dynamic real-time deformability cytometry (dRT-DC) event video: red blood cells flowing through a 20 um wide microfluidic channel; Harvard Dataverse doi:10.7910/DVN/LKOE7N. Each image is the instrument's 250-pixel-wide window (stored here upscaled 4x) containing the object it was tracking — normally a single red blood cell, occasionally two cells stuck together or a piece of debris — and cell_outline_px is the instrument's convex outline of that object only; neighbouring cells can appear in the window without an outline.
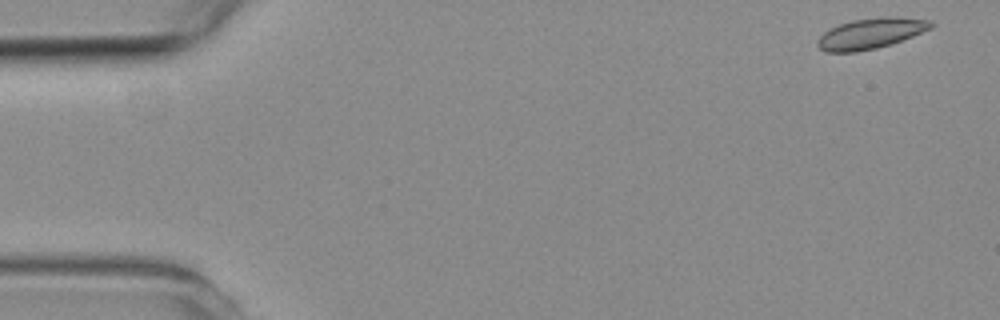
{"species": "common noctule bat (a hibernating species)", "species_latin": "Nyctalus noctula", "temperature_condition": "room temperature", "stored_images_in_passage": 5, "camera_frame_rate_fps": 3000, "um_per_image_px": 0.085, "animal": {"sex": "female", "body_mass_g": 19.3, "forearm_length_mm": 54.1}, "frame": {"image": 1, "passage_image": 1, "time_ms": 0.0, "image_size_px": [1000, 320], "cell_outline_px": [[936, 24], [932, 28], [892, 44], [876, 48], [856, 52], [824, 52], [816, 44], [816, 40], [824, 32], [840, 24], [852, 20], [888, 16], [896, 16], [932, 20]], "centroid_in_image_um": [74.04, 2.84], "position_along_channel_um": 11.0, "area_um2": 20.35}}
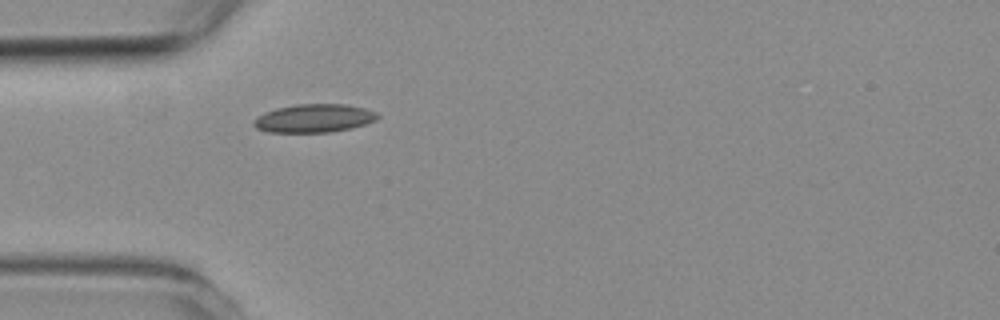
{"frame": {"image": 2, "passage_image": 5, "time_ms": 4.667, "image_size_px": [1000, 320], "cell_outline_px": [[380, 116], [376, 120], [364, 124], [332, 132], [268, 132], [256, 128], [252, 124], [252, 120], [264, 112], [276, 108], [296, 104], [344, 104], [364, 108], [376, 112]], "centroid_in_image_um": [26.65, 10.05], "position_along_channel_um": 58.3, "area_um2": 20.4}}